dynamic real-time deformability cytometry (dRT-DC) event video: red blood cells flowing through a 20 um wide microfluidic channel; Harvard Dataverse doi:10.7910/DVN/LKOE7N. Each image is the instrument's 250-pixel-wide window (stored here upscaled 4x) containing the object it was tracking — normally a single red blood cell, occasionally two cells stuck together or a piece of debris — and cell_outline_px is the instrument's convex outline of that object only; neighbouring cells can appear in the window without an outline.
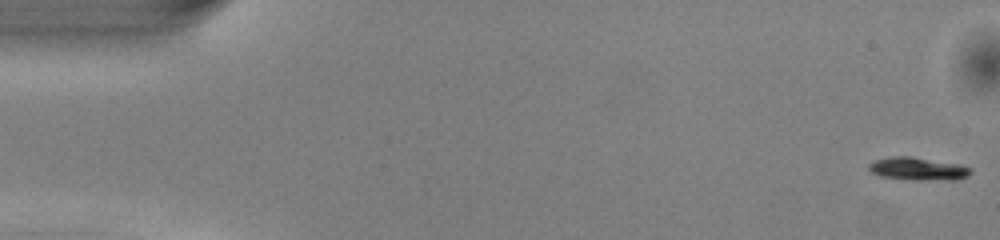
{"species": "common noctule bat (a hibernating species)", "species_latin": "Nyctalus noctula", "temperature_condition": "warm", "stored_images_in_passage": 50, "camera_frame_rate_fps": 3000, "um_per_image_px": 0.085, "animal": {"sex": "male", "body_mass_g": 13.0, "forearm_length_mm": 53.1}, "frame": {"image": 1, "passage_image": 1, "time_ms": 0.0, "image_size_px": [1000, 240], "cell_outline_px": [[972, 172], [968, 176], [956, 180], [916, 180], [880, 176], [872, 172], [868, 168], [868, 164], [872, 160], [892, 156], [912, 156], [960, 164], [972, 168]], "centroid_in_image_um": [78.05, 14.34], "position_along_channel_um": 7.0, "area_um2": 13.81}}
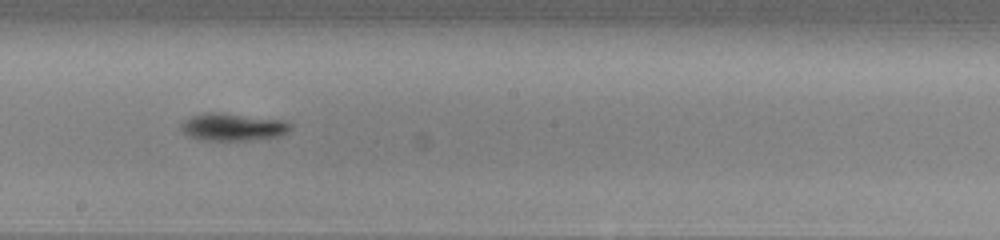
{"frame": {"image": 2, "passage_image": 28, "time_ms": 9.0, "image_size_px": [1000, 240], "cell_outline_px": [[292, 128], [288, 132], [280, 136], [248, 140], [196, 140], [180, 132], [180, 124], [184, 120], [192, 116], [208, 112], [216, 112], [284, 120], [292, 124]], "centroid_in_image_um": [19.76, 10.8], "position_along_channel_um": 228.4, "area_um2": 17.69}}
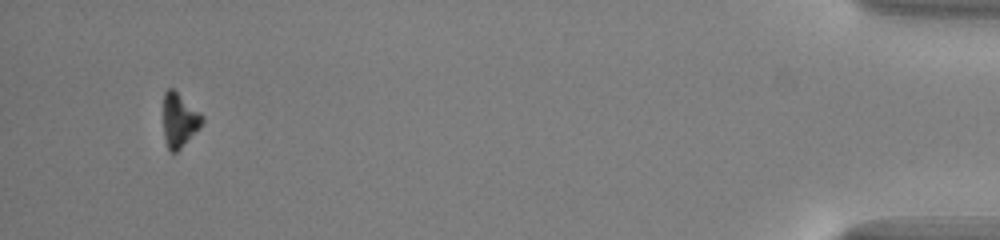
{"frame": {"image": 3, "passage_image": 48, "time_ms": 15.667, "image_size_px": [1000, 240], "cell_outline_px": [[204, 120], [200, 128], [176, 152], [168, 152], [164, 140], [164, 92], [168, 88], [172, 88], [200, 112], [204, 116]], "centroid_in_image_um": [15.24, 10.23], "position_along_channel_um": 420.0, "area_um2": 12.2}, "authors_computed_cell_mechanics": {"area_um2": 14.2477, "velocity_mm_per_s": 4.0922, "shape_relaxation_time_tau1_ms": 1.0982, "shape_relaxation_time_tau2_ms": null, "deformation_change_tau1": 0.1219, "deformation_change_tau2": null}}